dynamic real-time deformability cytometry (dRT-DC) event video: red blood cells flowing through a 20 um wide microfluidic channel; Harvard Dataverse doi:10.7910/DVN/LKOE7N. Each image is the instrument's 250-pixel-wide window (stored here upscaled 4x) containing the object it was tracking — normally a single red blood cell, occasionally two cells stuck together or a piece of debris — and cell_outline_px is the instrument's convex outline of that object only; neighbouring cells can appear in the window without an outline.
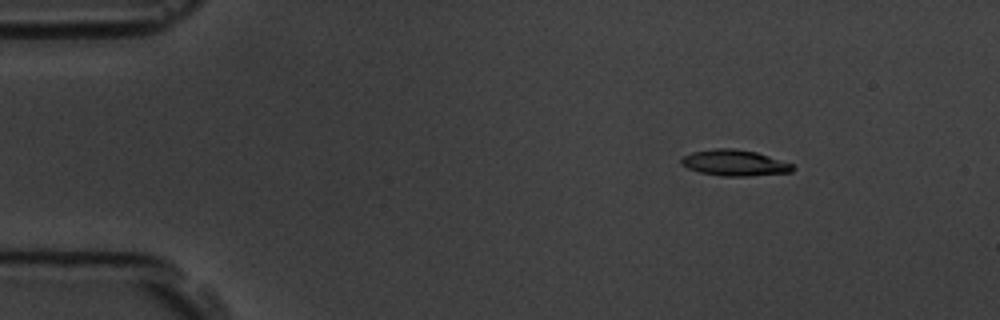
{"species": "common noctule bat (a hibernating species)", "species_latin": "Nyctalus noctula", "temperature_condition": "room temperature", "stored_images_in_passage": 4, "camera_frame_rate_fps": 3000, "um_per_image_px": 0.085, "animal": {"sex": "male", "body_mass_g": 19.5, "forearm_length_mm": 54.6}, "frame": {"image": 1, "passage_image": 1, "time_ms": 0.0, "image_size_px": [1000, 320], "cell_outline_px": [[796, 168], [792, 172], [748, 176], [724, 176], [700, 172], [688, 168], [680, 164], [680, 160], [684, 156], [692, 152], [716, 148], [736, 148], [756, 152], [792, 164]], "centroid_in_image_um": [62.44, 13.84], "position_along_channel_um": 22.6, "area_um2": 16.82}}